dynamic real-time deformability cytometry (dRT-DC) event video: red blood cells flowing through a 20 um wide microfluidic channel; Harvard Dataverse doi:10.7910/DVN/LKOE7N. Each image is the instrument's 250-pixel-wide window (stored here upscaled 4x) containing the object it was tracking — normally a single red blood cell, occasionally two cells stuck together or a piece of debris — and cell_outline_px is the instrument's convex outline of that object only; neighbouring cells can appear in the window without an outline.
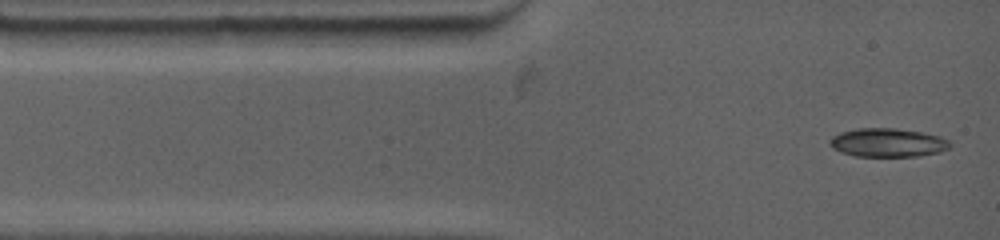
{"species": "common noctule bat (a hibernating species)", "species_latin": "Nyctalus noctula", "temperature_condition": "warm", "stored_images_in_passage": 38, "camera_frame_rate_fps": 4500, "um_per_image_px": 0.085, "animal": {"sex": "female", "body_mass_g": 19.0, "forearm_length_mm": 53.3}, "frame": {"image": 1, "passage_image": 1, "time_ms": 0.0, "image_size_px": [1000, 240], "cell_outline_px": [[952, 144], [948, 148], [940, 152], [920, 156], [856, 156], [840, 152], [832, 148], [828, 144], [828, 140], [832, 136], [840, 132], [856, 128], [896, 128], [924, 132], [940, 136], [948, 140]], "centroid_in_image_um": [75.44, 12.11], "position_along_channel_um": 9.6, "area_um2": 20.35}}
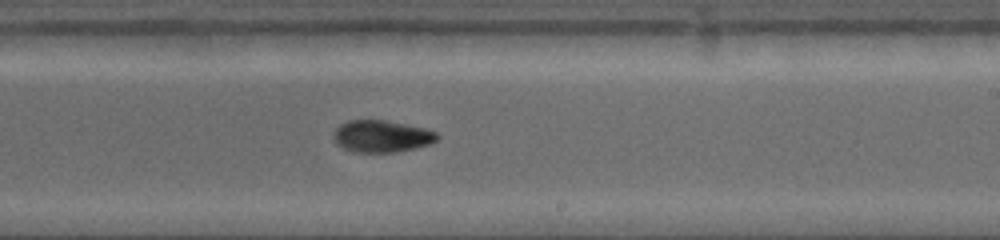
{"frame": {"image": 2, "passage_image": 17, "time_ms": 7.333, "image_size_px": [1000, 240], "cell_outline_px": [[440, 136], [436, 140], [428, 144], [416, 148], [396, 152], [356, 152], [344, 148], [336, 144], [332, 136], [336, 128], [340, 124], [348, 120], [384, 120], [424, 128], [436, 132]], "centroid_in_image_um": [32.42, 11.58], "position_along_channel_um": 256.6, "area_um2": 19.25}}
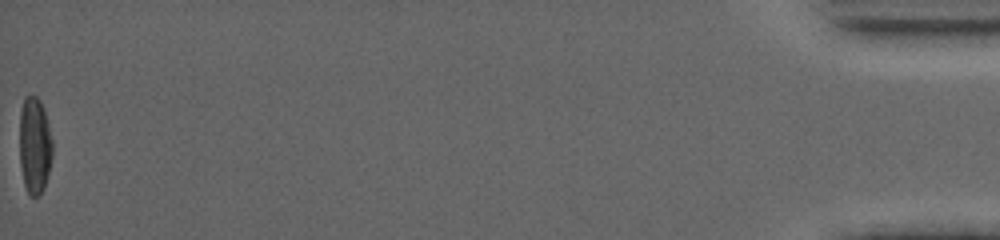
{"frame": {"image": 3, "passage_image": 38, "time_ms": 16.444, "image_size_px": [1000, 240], "cell_outline_px": [[52, 156], [44, 188], [36, 196], [28, 196], [24, 184], [20, 164], [20, 112], [24, 96], [36, 96], [40, 100], [48, 124], [52, 140]], "centroid_in_image_um": [2.93, 12.36], "position_along_channel_um": 432.3, "area_um2": 18.44}, "authors_computed_cell_mechanics": {"area_um2": 19.2474, "velocity_mm_per_s": 3.8564, "shape_relaxation_time_tau1_ms": 5.4115, "shape_relaxation_time_tau2_ms": 11.2036, "deformation_change_tau1": 0.1673, "deformation_change_tau2": 0.1102}}